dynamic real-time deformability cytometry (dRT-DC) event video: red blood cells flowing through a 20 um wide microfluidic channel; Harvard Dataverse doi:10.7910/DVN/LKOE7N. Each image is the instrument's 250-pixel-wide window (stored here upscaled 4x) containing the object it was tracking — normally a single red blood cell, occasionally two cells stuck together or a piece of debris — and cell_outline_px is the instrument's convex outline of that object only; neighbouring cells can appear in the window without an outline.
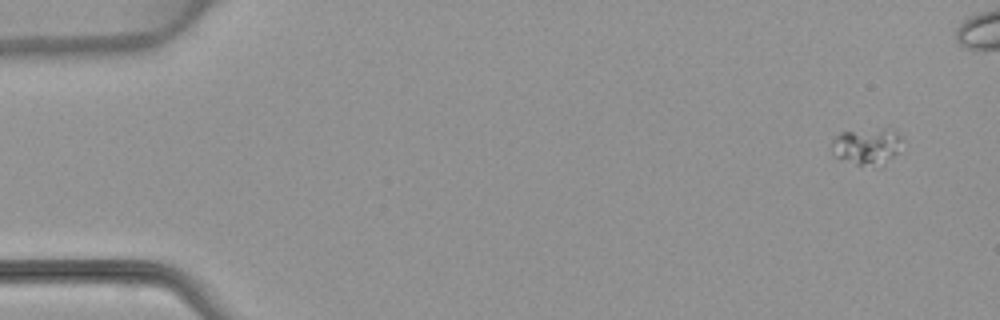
{"species": "common noctule bat (a hibernating species)", "species_latin": "Nyctalus noctula", "temperature_condition": "warm", "stored_images_in_passage": 5, "camera_frame_rate_fps": 3000, "um_per_image_px": 0.085, "animal": {"sex": "female", "body_mass_g": 22.7, "forearm_length_mm": 54.2}, "frame": {"image": 1, "passage_image": 1, "time_ms": 0.0, "image_size_px": [1000, 320], "cell_outline_px": [[900, 152], [880, 168], [856, 164], [836, 156], [832, 148], [832, 140], [840, 132], [884, 128], [892, 128], [900, 136]], "centroid_in_image_um": [73.74, 12.45], "position_along_channel_um": 11.3, "area_um2": 15.2}}